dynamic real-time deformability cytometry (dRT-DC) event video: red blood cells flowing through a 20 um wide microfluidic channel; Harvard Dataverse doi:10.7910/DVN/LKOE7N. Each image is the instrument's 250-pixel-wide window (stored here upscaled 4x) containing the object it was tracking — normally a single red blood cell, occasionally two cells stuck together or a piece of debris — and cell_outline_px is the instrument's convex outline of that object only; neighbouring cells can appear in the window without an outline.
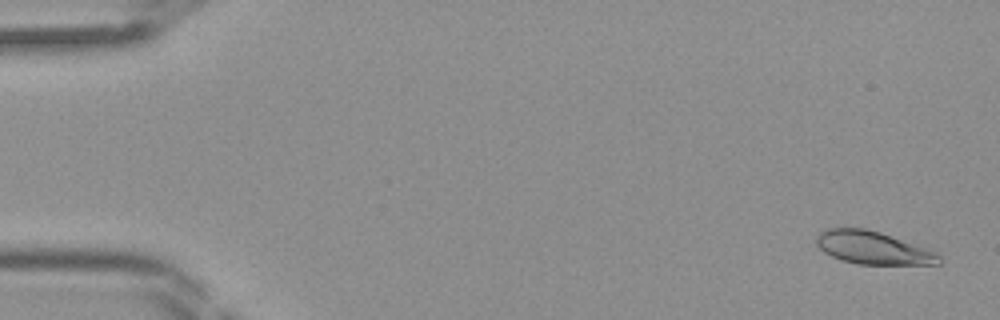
{"species": "Egyptian fruit bat (a non-hibernating species)", "species_latin": "Rousettus aegyptiacus", "temperature_condition": "room temperature", "stored_images_in_passage": 44, "camera_frame_rate_fps": 3000, "um_per_image_px": 0.085, "frame": {"image": 1, "passage_image": 2, "time_ms": 0.333, "image_size_px": [1000, 320], "cell_outline_px": [[940, 264], [856, 264], [840, 260], [824, 252], [816, 244], [816, 236], [820, 232], [828, 228], [864, 228], [880, 232], [936, 252], [940, 256]], "centroid_in_image_um": [74.15, 21.06], "position_along_channel_um": 10.8, "area_um2": 23.24}}
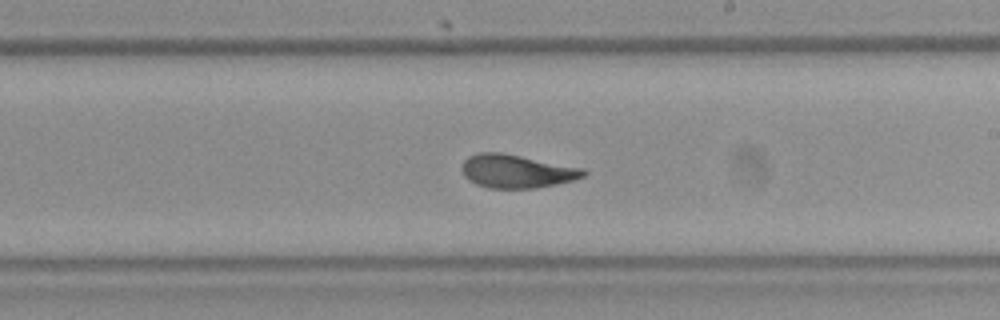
{"frame": {"image": 2, "passage_image": 26, "time_ms": 8.333, "image_size_px": [1000, 320], "cell_outline_px": [[588, 172], [584, 176], [572, 180], [556, 184], [536, 188], [488, 188], [476, 184], [468, 180], [464, 176], [460, 168], [464, 160], [468, 156], [476, 152], [500, 152], [584, 168]], "centroid_in_image_um": [43.87, 14.55], "position_along_channel_um": 245.1, "area_um2": 23.76}}
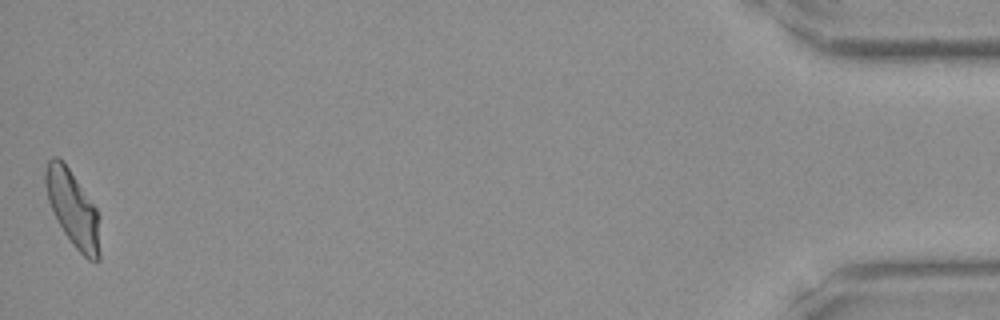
{"frame": {"image": 3, "passage_image": 44, "time_ms": 14.333, "image_size_px": [1000, 320], "cell_outline_px": [[100, 260], [96, 264], [88, 260], [72, 244], [64, 232], [48, 200], [44, 184], [44, 172], [48, 160], [52, 156], [56, 156], [68, 168], [96, 208], [100, 216]], "centroid_in_image_um": [6.22, 17.79], "position_along_channel_um": 429.0, "area_um2": 24.04}}